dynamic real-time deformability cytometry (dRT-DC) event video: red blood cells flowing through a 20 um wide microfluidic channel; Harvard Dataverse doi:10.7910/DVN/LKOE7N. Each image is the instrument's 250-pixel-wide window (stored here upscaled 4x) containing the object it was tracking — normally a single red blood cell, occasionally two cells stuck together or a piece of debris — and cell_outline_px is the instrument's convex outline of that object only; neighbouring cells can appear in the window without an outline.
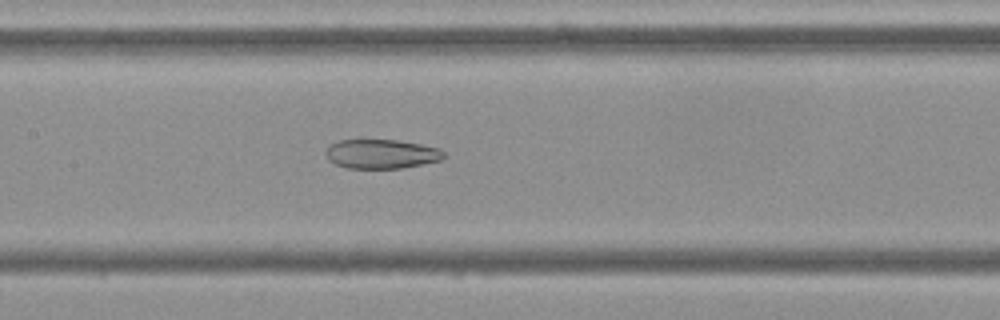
{"species": "Egyptian fruit bat (a non-hibernating species)", "species_latin": "Rousettus aegyptiacus", "temperature_condition": "cold", "stored_images_in_passage": 55, "camera_frame_rate_fps": 3000, "um_per_image_px": 0.085, "frame": {"image": 1, "passage_image": 26, "time_ms": 8.333, "image_size_px": [1000, 320], "cell_outline_px": [[444, 156], [440, 160], [400, 168], [348, 168], [336, 164], [328, 160], [324, 152], [328, 144], [340, 140], [396, 140], [420, 144], [440, 148], [444, 152]], "centroid_in_image_um": [32.36, 13.08], "position_along_channel_um": 175.0, "area_um2": 20.06}}
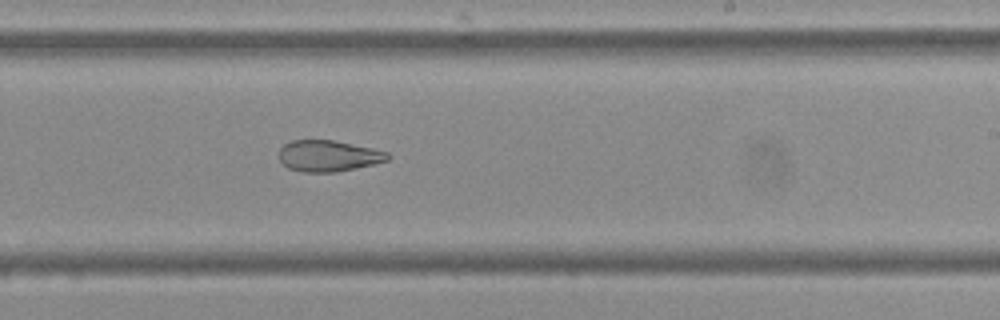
{"frame": {"image": 2, "passage_image": 33, "time_ms": 10.667, "image_size_px": [1000, 320], "cell_outline_px": [[392, 156], [388, 160], [372, 164], [336, 172], [300, 172], [288, 168], [276, 156], [280, 148], [284, 144], [292, 140], [332, 140], [372, 148], [388, 152]], "centroid_in_image_um": [27.87, 13.25], "position_along_channel_um": 261.1, "area_um2": 19.83}}
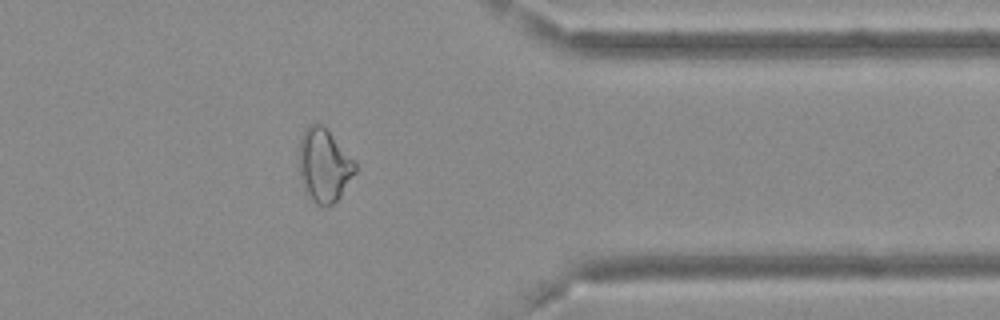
{"frame": {"image": 3, "passage_image": 44, "time_ms": 14.333, "image_size_px": [1000, 320], "cell_outline_px": [[356, 172], [340, 196], [332, 204], [324, 208], [316, 204], [304, 192], [300, 176], [300, 140], [308, 124], [324, 124], [356, 160]], "centroid_in_image_um": [27.57, 14.05], "position_along_channel_um": 383.8, "area_um2": 24.33}, "authors_computed_cell_mechanics": {"area_um2": 25.8366, "velocity_mm_per_s": 3.6998, "shape_relaxation_time_tau1_ms": null, "shape_relaxation_time_tau2_ms": 4.4092, "deformation_change_tau1": null, "deformation_change_tau2": 0.1273}}